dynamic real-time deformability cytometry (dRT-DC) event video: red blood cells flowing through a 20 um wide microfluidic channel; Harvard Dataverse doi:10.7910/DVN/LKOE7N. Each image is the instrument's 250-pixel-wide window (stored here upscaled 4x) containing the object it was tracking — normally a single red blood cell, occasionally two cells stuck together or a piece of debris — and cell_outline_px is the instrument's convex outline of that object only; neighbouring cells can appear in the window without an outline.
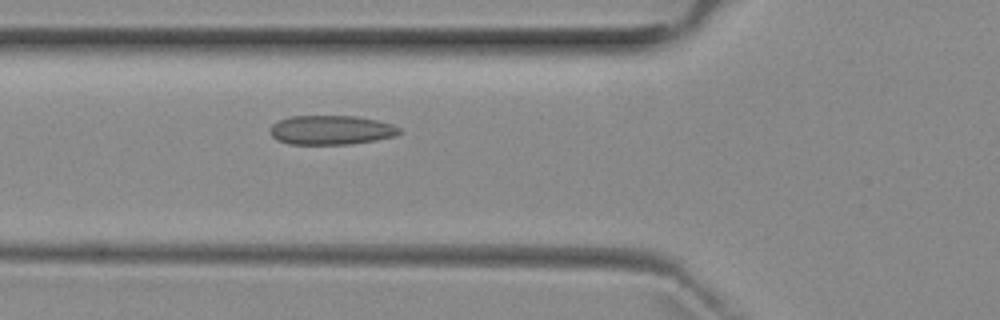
{"species": "common noctule bat (a hibernating species)", "species_latin": "Nyctalus noctula", "temperature_condition": "room temperature", "stored_images_in_passage": 6, "camera_frame_rate_fps": 3000, "um_per_image_px": 0.085, "animal": {"sex": "female", "body_mass_g": 29.2, "forearm_length_mm": 56.3}, "frame": {"image": 1, "passage_image": 6, "time_ms": 5.667, "image_size_px": [1000, 320], "cell_outline_px": [[400, 132], [396, 136], [376, 140], [352, 144], [288, 144], [276, 140], [268, 132], [268, 128], [272, 124], [280, 120], [292, 116], [356, 116], [376, 120], [392, 124], [400, 128]], "centroid_in_image_um": [28.11, 11.06], "position_along_channel_um": 97.7, "area_um2": 22.2}}